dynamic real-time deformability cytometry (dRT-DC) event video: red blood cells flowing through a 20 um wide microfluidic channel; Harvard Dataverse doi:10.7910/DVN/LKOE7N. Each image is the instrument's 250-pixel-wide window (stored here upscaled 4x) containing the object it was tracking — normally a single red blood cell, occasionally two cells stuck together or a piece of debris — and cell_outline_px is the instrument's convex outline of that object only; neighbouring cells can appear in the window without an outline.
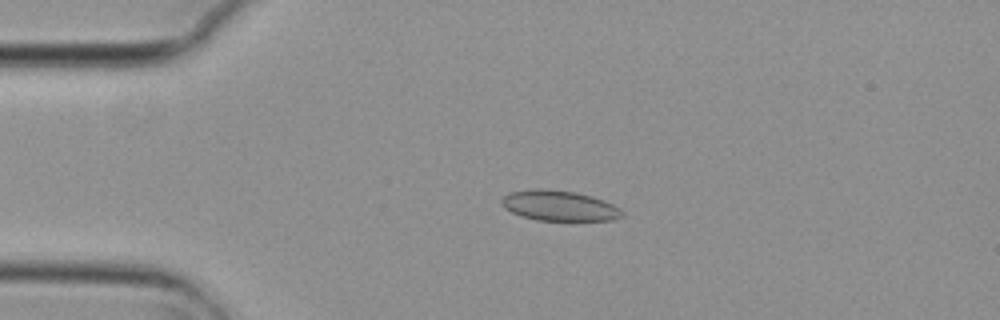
{"species": "common noctule bat (a hibernating species)", "species_latin": "Nyctalus noctula", "temperature_condition": "cold", "stored_images_in_passage": 3, "camera_frame_rate_fps": 3000, "um_per_image_px": 0.085, "animal": {"sex": "female", "body_mass_g": 29.2, "forearm_length_mm": 56.3}, "frame": {"image": 1, "passage_image": 3, "time_ms": 0.667, "image_size_px": [1000, 320], "cell_outline_px": [[624, 216], [612, 220], [536, 220], [520, 216], [504, 208], [500, 204], [500, 200], [508, 192], [540, 188], [548, 188], [576, 192], [592, 196], [604, 200], [620, 208], [624, 212]], "centroid_in_image_um": [47.52, 17.47], "position_along_channel_um": 37.5, "area_um2": 21.56}}